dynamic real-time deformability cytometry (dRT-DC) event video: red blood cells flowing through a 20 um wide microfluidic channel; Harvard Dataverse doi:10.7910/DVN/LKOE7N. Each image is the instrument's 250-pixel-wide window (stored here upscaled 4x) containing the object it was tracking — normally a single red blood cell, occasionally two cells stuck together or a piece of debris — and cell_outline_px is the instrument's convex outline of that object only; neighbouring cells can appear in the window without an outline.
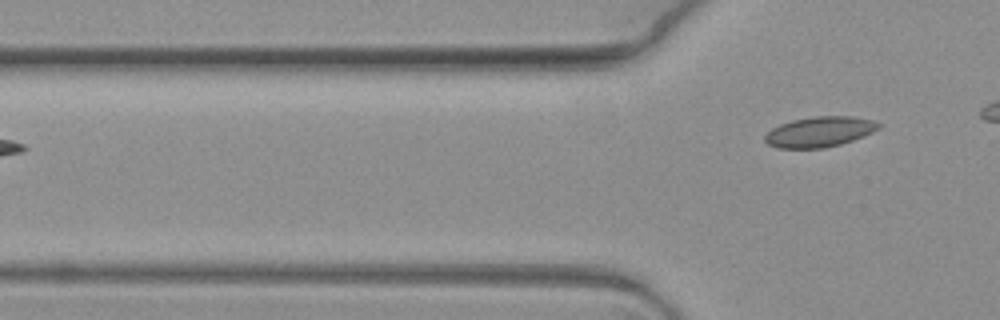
{"species": "common noctule bat (a hibernating species)", "species_latin": "Nyctalus noctula", "temperature_condition": "warm", "stored_images_in_passage": 4, "camera_frame_rate_fps": 3000, "um_per_image_px": 0.085, "animal": {"sex": "female", "body_mass_g": 19.3, "forearm_length_mm": 54.1}, "frame": {"image": 1, "passage_image": 4, "time_ms": 1.0, "image_size_px": [1000, 320], "cell_outline_px": [[880, 128], [864, 136], [840, 144], [824, 148], [776, 148], [768, 144], [764, 140], [764, 136], [772, 128], [780, 124], [792, 120], [812, 116], [852, 116], [872, 120], [880, 124]], "centroid_in_image_um": [69.64, 11.2], "position_along_channel_um": 56.2, "area_um2": 20.11}}